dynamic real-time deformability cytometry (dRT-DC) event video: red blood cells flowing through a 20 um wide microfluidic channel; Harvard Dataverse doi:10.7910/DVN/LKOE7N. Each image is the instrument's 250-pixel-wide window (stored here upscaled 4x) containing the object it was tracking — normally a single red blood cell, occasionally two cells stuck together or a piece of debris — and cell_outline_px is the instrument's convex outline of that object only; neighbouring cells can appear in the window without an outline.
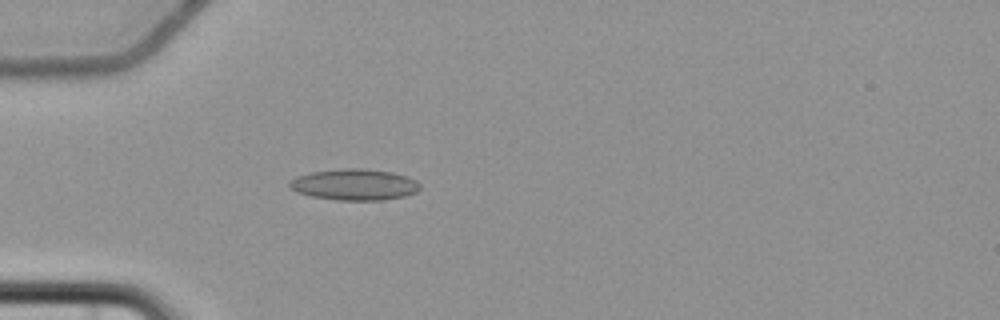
{"species": "common noctule bat (a hibernating species)", "species_latin": "Nyctalus noctula", "temperature_condition": "cold", "stored_images_in_passage": 3, "camera_frame_rate_fps": 3000, "um_per_image_px": 0.085, "animal": {"sex": "female", "body_mass_g": 22.7, "forearm_length_mm": 54.2}, "frame": {"image": 1, "passage_image": 3, "time_ms": 2.667, "image_size_px": [1000, 320], "cell_outline_px": [[420, 188], [416, 192], [404, 196], [384, 200], [336, 200], [312, 196], [296, 192], [288, 188], [288, 184], [296, 176], [312, 172], [340, 168], [360, 168], [392, 172], [408, 176], [416, 180], [420, 184]], "centroid_in_image_um": [30.12, 15.69], "position_along_channel_um": 54.9, "area_um2": 23.87}}